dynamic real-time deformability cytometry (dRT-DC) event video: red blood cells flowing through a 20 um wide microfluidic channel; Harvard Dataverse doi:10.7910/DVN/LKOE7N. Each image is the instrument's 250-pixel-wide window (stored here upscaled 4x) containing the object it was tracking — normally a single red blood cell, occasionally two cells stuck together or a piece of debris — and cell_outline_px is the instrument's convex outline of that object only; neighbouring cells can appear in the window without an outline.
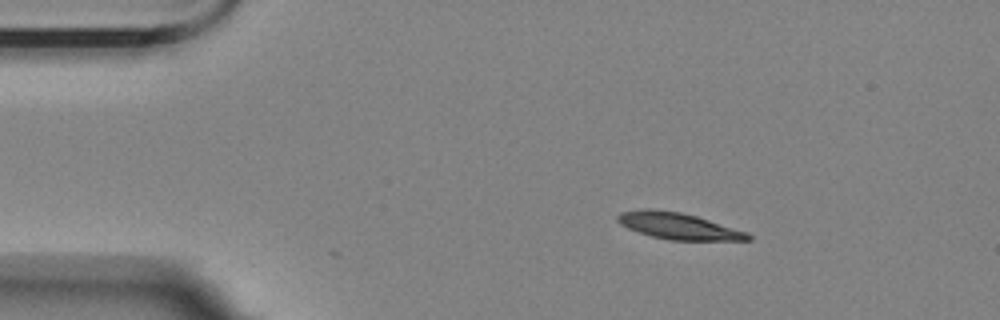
{"species": "Egyptian fruit bat (a non-hibernating species)", "species_latin": "Rousettus aegyptiacus", "temperature_condition": "room temperature", "stored_images_in_passage": 3, "camera_frame_rate_fps": 3000, "um_per_image_px": 0.085, "animal": {"sex": "female"}, "frame": {"image": 1, "passage_image": 2, "time_ms": 1.333, "image_size_px": [1000, 320], "cell_outline_px": [[752, 240], [668, 240], [652, 236], [628, 228], [620, 224], [616, 220], [616, 216], [620, 212], [640, 208], [652, 208], [680, 212], [696, 216], [748, 232], [752, 236]], "centroid_in_image_um": [57.63, 19.2], "position_along_channel_um": 27.4, "area_um2": 20.17}}